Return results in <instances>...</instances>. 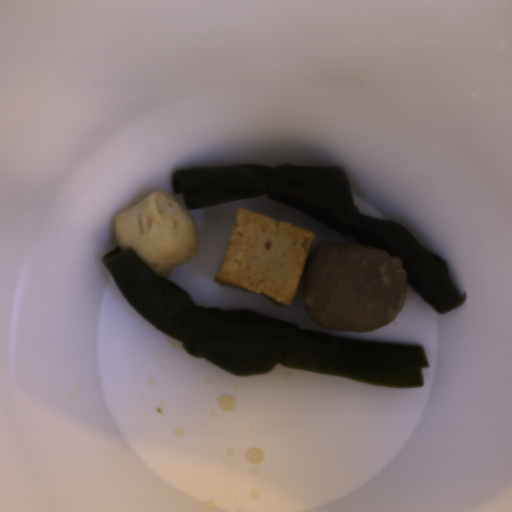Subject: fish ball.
Returning a JSON list of instances; mask_svg holds the SVG:
<instances>
[{"label": "fish ball", "instance_id": "29854b86", "mask_svg": "<svg viewBox=\"0 0 512 512\" xmlns=\"http://www.w3.org/2000/svg\"><path fill=\"white\" fill-rule=\"evenodd\" d=\"M314 239V233L298 225L236 208L214 279L222 286L290 307Z\"/></svg>", "mask_w": 512, "mask_h": 512}, {"label": "fish ball", "instance_id": "53f4d19a", "mask_svg": "<svg viewBox=\"0 0 512 512\" xmlns=\"http://www.w3.org/2000/svg\"><path fill=\"white\" fill-rule=\"evenodd\" d=\"M115 237L118 247L130 248L160 278L200 249L195 219L168 193L156 190L115 218Z\"/></svg>", "mask_w": 512, "mask_h": 512}]
</instances>
